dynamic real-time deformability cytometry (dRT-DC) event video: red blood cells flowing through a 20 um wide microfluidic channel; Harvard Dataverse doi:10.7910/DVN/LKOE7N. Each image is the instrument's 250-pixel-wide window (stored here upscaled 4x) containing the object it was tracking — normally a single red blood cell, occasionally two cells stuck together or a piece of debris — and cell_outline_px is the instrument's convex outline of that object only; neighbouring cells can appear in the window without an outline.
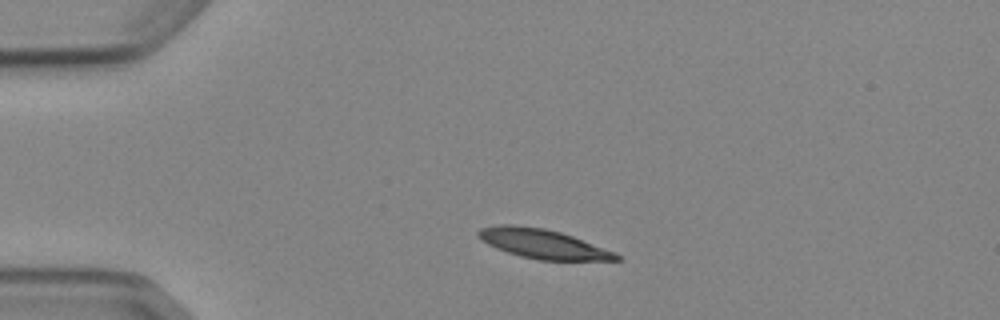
{"species": "Egyptian fruit bat (a non-hibernating species)", "species_latin": "Rousettus aegyptiacus", "temperature_condition": "cold", "stored_images_in_passage": 2, "camera_frame_rate_fps": 3000, "um_per_image_px": 0.085, "animal": {"sex": "female"}, "frame": {"image": 1, "passage_image": 1, "time_ms": 0.0, "image_size_px": [1000, 320], "cell_outline_px": [[624, 260], [540, 260], [520, 256], [496, 248], [480, 240], [476, 236], [476, 232], [480, 228], [500, 224], [512, 224], [544, 228], [560, 232], [572, 236], [616, 252]], "centroid_in_image_um": [46.12, 20.72], "position_along_channel_um": 38.9, "area_um2": 23.64}}